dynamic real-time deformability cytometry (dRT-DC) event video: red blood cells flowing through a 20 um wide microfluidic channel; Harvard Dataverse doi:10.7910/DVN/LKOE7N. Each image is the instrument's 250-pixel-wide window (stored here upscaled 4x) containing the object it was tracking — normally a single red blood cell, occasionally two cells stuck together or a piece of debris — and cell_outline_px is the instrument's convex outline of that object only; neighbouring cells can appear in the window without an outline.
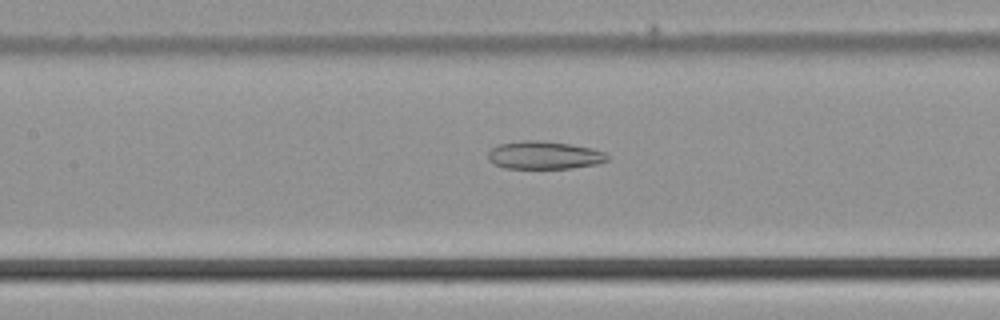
{"species": "common noctule bat (a hibernating species)", "species_latin": "Nyctalus noctula", "temperature_condition": "cold", "stored_images_in_passage": 33, "camera_frame_rate_fps": 3000, "um_per_image_px": 0.085, "animal": {"sex": "male", "body_mass_g": 21.5, "forearm_length_mm": 52.0}, "frame": {"image": 1, "passage_image": 7, "time_ms": 2.0, "image_size_px": [1000, 320], "cell_outline_px": [[608, 160], [596, 164], [572, 168], [504, 168], [492, 164], [488, 160], [488, 152], [492, 148], [500, 144], [520, 140], [544, 140], [592, 148], [604, 152], [608, 156]], "centroid_in_image_um": [46.22, 13.19], "position_along_channel_um": 161.2, "area_um2": 19.48}}
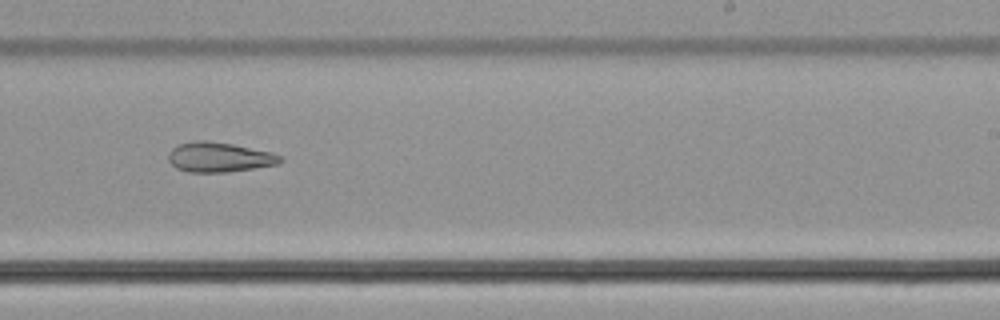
{"frame": {"image": 2, "passage_image": 15, "time_ms": 4.667, "image_size_px": [1000, 320], "cell_outline_px": [[284, 160], [280, 164], [228, 172], [188, 172], [176, 168], [168, 160], [168, 152], [172, 148], [180, 144], [196, 140], [208, 140], [232, 144], [272, 152], [280, 156]], "centroid_in_image_um": [18.64, 13.36], "position_along_channel_um": 270.4, "area_um2": 19.54}}
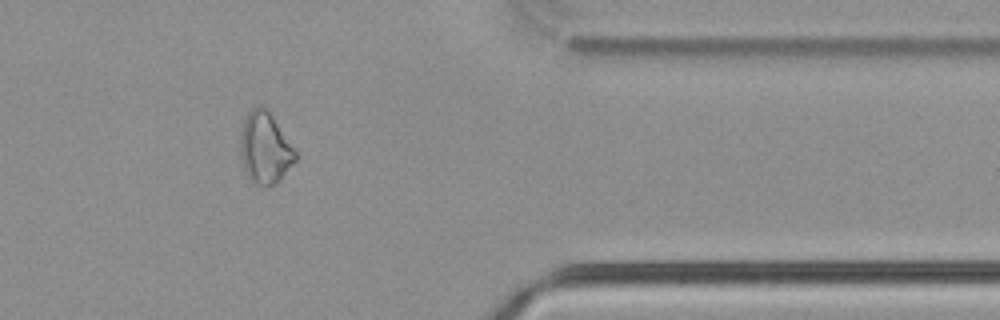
{"frame": {"image": 3, "passage_image": 25, "time_ms": 8.0, "image_size_px": [1000, 320], "cell_outline_px": [[300, 156], [276, 184], [268, 188], [264, 188], [252, 184], [244, 168], [240, 152], [240, 132], [244, 116], [252, 108], [260, 104], [264, 104], [268, 108]], "centroid_in_image_um": [22.53, 12.57], "position_along_channel_um": 388.9, "area_um2": 23.81}}